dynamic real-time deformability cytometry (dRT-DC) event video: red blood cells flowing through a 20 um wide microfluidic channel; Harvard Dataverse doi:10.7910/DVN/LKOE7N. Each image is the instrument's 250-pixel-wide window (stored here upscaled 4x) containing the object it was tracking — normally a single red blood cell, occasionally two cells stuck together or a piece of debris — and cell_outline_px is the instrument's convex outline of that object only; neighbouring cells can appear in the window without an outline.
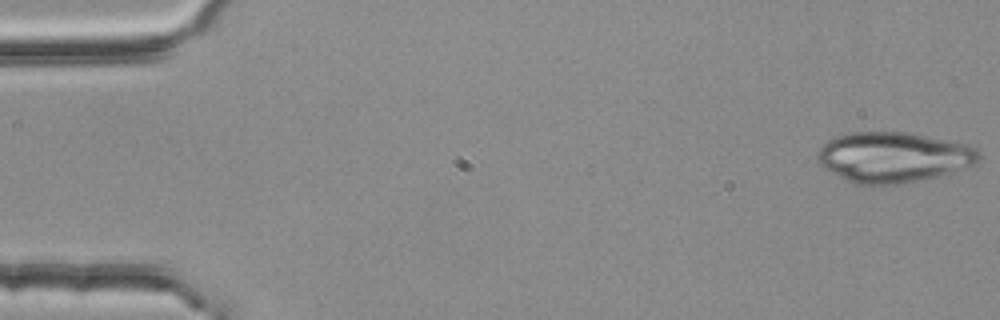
{"species": "common noctule bat (a hibernating species)", "species_latin": "Nyctalus noctula", "temperature_condition": "room temperature", "stored_images_in_passage": 19, "camera_frame_rate_fps": 3000, "um_per_image_px": 0.085, "animal": {"sex": "female", "body_mass_g": 25.1}, "frame": {"image": 1, "passage_image": 1, "time_ms": 0.0, "image_size_px": [1000, 320], "cell_outline_px": [[980, 160], [976, 164], [936, 176], [920, 180], [896, 184], [856, 184], [824, 168], [816, 160], [816, 152], [828, 140], [836, 136], [848, 132], [908, 132], [968, 144], [976, 148], [980, 152]], "centroid_in_image_um": [75.93, 13.34], "position_along_channel_um": 9.1, "area_um2": 47.22}}